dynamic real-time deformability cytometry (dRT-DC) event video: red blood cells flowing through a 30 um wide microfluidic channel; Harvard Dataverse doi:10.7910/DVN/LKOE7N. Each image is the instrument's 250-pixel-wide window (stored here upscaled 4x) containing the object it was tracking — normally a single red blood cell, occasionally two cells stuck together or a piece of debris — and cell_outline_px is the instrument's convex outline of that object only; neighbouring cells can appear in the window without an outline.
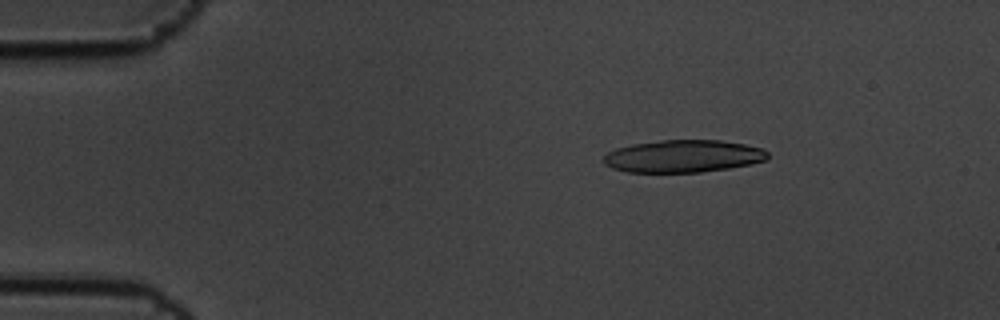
{"species": "common noctule bat (a hibernating species)", "species_latin": "Nyctalus noctula", "temperature_condition": "cold", "stored_images_in_passage": 5, "camera_frame_rate_fps": 3000, "um_per_image_px": 0.085, "animal": {"sex": "male", "body_mass_g": 19.5, "forearm_length_mm": 54.6}, "frame": {"image": 1, "passage_image": 3, "time_ms": 0.667, "image_size_px": [1000, 320], "cell_outline_px": [[768, 156], [764, 160], [752, 164], [728, 168], [700, 172], [628, 172], [612, 168], [604, 164], [604, 156], [608, 152], [616, 148], [632, 144], [664, 140], [720, 140], [744, 144], [764, 148], [768, 152]], "centroid_in_image_um": [58.08, 13.27], "position_along_channel_um": 26.9, "area_um2": 30.98}}